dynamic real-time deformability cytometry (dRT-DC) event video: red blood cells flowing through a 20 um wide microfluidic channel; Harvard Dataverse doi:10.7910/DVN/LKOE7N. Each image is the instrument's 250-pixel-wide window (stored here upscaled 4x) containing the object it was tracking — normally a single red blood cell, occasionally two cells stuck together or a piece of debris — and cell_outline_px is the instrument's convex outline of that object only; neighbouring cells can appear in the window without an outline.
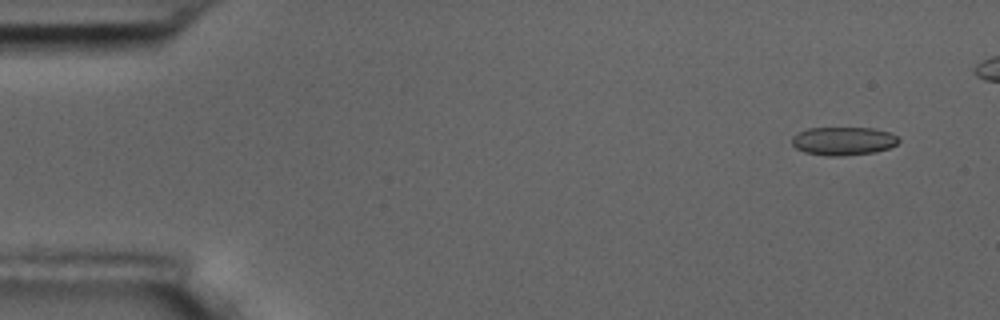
{"species": "common noctule bat (a hibernating species)", "species_latin": "Nyctalus noctula", "temperature_condition": "room temperature", "stored_images_in_passage": 8, "camera_frame_rate_fps": 3000, "um_per_image_px": 0.085, "animal": {"sex": "male", "body_mass_g": 17.5, "forearm_length_mm": 52.3}, "frame": {"image": 1, "passage_image": 2, "time_ms": 1.0, "image_size_px": [1000, 320], "cell_outline_px": [[900, 140], [896, 144], [888, 148], [876, 152], [840, 156], [824, 156], [804, 152], [796, 148], [792, 144], [792, 136], [808, 128], [872, 128], [888, 132], [900, 136]], "centroid_in_image_um": [71.69, 11.99], "position_along_channel_um": 13.3, "area_um2": 17.69}}